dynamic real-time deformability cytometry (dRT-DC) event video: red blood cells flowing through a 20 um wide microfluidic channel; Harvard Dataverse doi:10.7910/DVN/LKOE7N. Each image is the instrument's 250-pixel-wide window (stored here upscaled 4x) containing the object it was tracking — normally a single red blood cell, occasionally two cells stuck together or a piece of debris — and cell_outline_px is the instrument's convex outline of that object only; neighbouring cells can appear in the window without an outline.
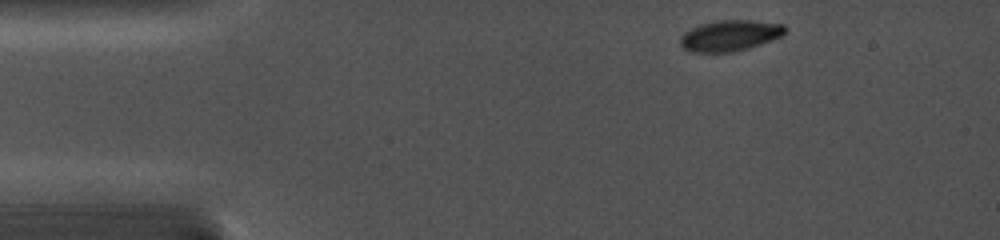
{"species": "common noctule bat (a hibernating species)", "species_latin": "Nyctalus noctula", "temperature_condition": "cold", "stored_images_in_passage": 29, "camera_frame_rate_fps": 5000, "um_per_image_px": 0.085, "animal": {"sex": "female", "body_mass_g": 19.0, "forearm_length_mm": 56.7}, "frame": {"image": 1, "passage_image": 1, "time_ms": 0.0, "image_size_px": [1000, 240], "cell_outline_px": [[784, 36], [748, 48], [732, 52], [688, 52], [680, 44], [680, 36], [684, 32], [700, 24], [716, 20], [752, 20], [784, 24]], "centroid_in_image_um": [62.03, 3.02], "position_along_channel_um": 23.0, "area_um2": 18.96}}
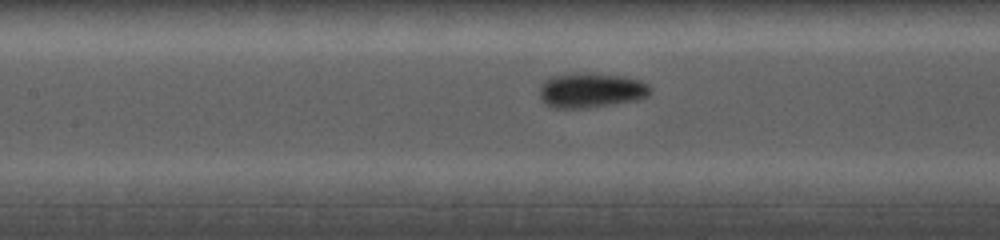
{"frame": {"image": 2, "passage_image": 11, "time_ms": 5.2, "image_size_px": [1000, 240], "cell_outline_px": [[652, 92], [648, 96], [640, 100], [588, 108], [552, 108], [544, 104], [540, 100], [540, 84], [544, 80], [552, 76], [572, 72], [588, 72], [624, 76], [640, 80], [648, 84], [652, 88]], "centroid_in_image_um": [50.24, 7.67], "position_along_channel_um": 157.2, "area_um2": 23.24}}
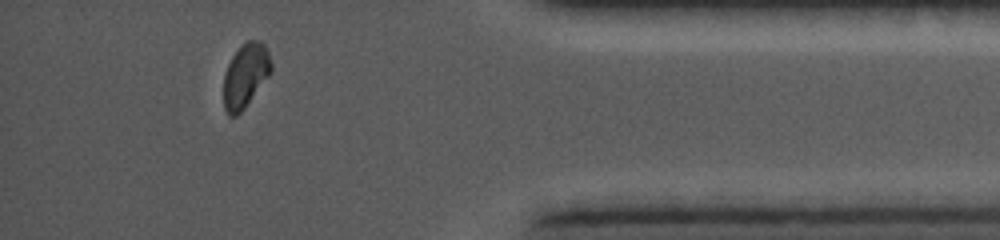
{"frame": {"image": 3, "passage_image": 26, "time_ms": 12.2, "image_size_px": [1000, 240], "cell_outline_px": [[272, 72], [244, 108], [236, 116], [228, 116], [224, 108], [224, 72], [232, 56], [240, 44], [248, 40], [260, 40], [264, 44], [268, 52], [272, 64]], "centroid_in_image_um": [20.86, 6.39], "position_along_channel_um": 414.3, "area_um2": 17.86}}